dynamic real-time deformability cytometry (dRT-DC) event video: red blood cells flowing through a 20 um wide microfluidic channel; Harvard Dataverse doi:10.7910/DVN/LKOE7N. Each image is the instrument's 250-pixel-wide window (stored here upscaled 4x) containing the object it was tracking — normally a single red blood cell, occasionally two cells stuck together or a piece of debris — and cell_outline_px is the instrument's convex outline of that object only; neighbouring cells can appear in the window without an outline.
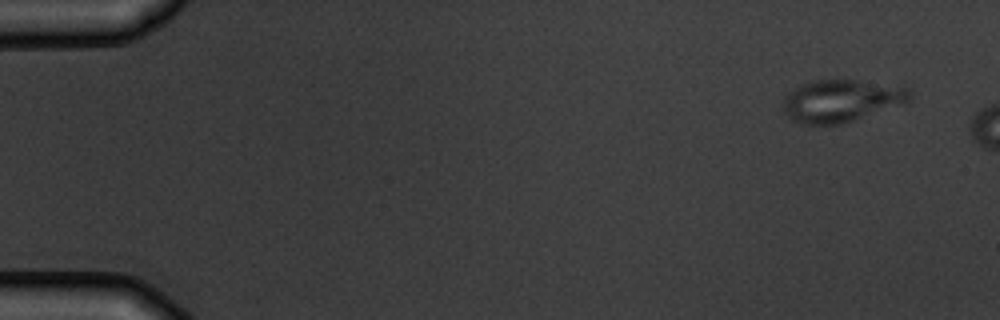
{"species": "common noctule bat (a hibernating species)", "species_latin": "Nyctalus noctula", "temperature_condition": "warm", "stored_images_in_passage": 3, "camera_frame_rate_fps": 3000, "um_per_image_px": 0.085, "animal": {"sex": "male", "body_mass_g": 19.5, "forearm_length_mm": 54.6}, "frame": {"image": 1, "passage_image": 1, "time_ms": 0.0, "image_size_px": [1000, 320], "cell_outline_px": [[912, 96], [908, 100], [900, 104], [840, 124], [800, 124], [792, 120], [784, 112], [784, 96], [788, 92], [800, 84], [812, 80], [856, 80], [904, 84], [912, 92]], "centroid_in_image_um": [71.52, 8.53], "position_along_channel_um": 13.5, "area_um2": 31.33}}